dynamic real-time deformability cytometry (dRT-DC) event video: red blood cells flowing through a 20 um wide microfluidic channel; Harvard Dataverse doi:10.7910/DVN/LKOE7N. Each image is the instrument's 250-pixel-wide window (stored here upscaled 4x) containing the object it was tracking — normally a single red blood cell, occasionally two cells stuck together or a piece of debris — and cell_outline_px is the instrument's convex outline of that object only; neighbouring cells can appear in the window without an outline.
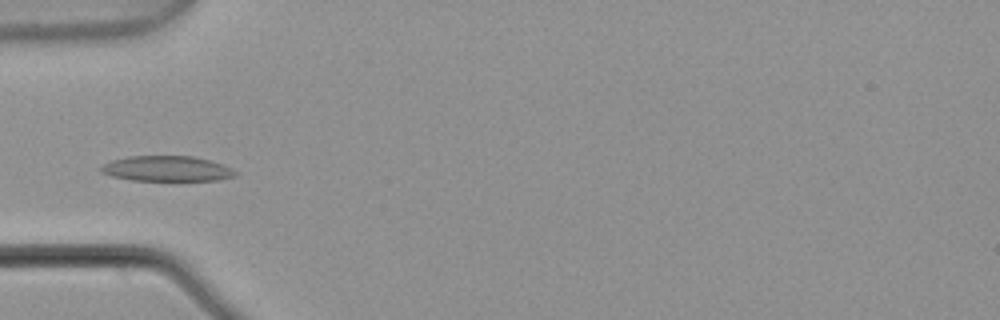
{"species": "common noctule bat (a hibernating species)", "species_latin": "Nyctalus noctula", "temperature_condition": "warm", "stored_images_in_passage": 5, "camera_frame_rate_fps": 3000, "um_per_image_px": 0.085, "animal": {"sex": "male", "body_mass_g": 21.5, "forearm_length_mm": 52.0}, "frame": {"image": 1, "passage_image": 5, "time_ms": 1.333, "image_size_px": [1000, 320], "cell_outline_px": [[240, 172], [236, 176], [220, 180], [132, 180], [112, 176], [100, 172], [100, 164], [112, 160], [128, 156], [192, 156], [208, 160], [232, 168]], "centroid_in_image_um": [14.17, 14.33], "position_along_channel_um": 70.8, "area_um2": 19.88}}